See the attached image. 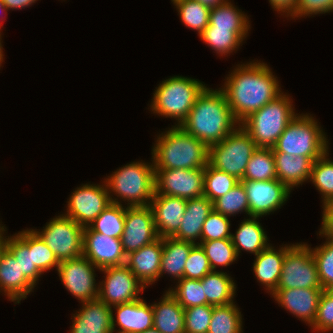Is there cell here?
<instances>
[{
	"label": "cell",
	"mask_w": 333,
	"mask_h": 333,
	"mask_svg": "<svg viewBox=\"0 0 333 333\" xmlns=\"http://www.w3.org/2000/svg\"><path fill=\"white\" fill-rule=\"evenodd\" d=\"M254 61L236 65L220 87L239 123L283 92L268 64Z\"/></svg>",
	"instance_id": "6da1fadb"
},
{
	"label": "cell",
	"mask_w": 333,
	"mask_h": 333,
	"mask_svg": "<svg viewBox=\"0 0 333 333\" xmlns=\"http://www.w3.org/2000/svg\"><path fill=\"white\" fill-rule=\"evenodd\" d=\"M239 125L225 93L220 88L206 87L180 127L209 147L221 142Z\"/></svg>",
	"instance_id": "7a4b0ae2"
},
{
	"label": "cell",
	"mask_w": 333,
	"mask_h": 333,
	"mask_svg": "<svg viewBox=\"0 0 333 333\" xmlns=\"http://www.w3.org/2000/svg\"><path fill=\"white\" fill-rule=\"evenodd\" d=\"M156 136L151 152L154 169H193L207 166L209 147L180 126L172 125Z\"/></svg>",
	"instance_id": "3957f363"
},
{
	"label": "cell",
	"mask_w": 333,
	"mask_h": 333,
	"mask_svg": "<svg viewBox=\"0 0 333 333\" xmlns=\"http://www.w3.org/2000/svg\"><path fill=\"white\" fill-rule=\"evenodd\" d=\"M103 180L106 182L111 203L123 205L124 201L125 205L128 202V207L149 206L155 193L153 162L141 160L127 163Z\"/></svg>",
	"instance_id": "277c9868"
},
{
	"label": "cell",
	"mask_w": 333,
	"mask_h": 333,
	"mask_svg": "<svg viewBox=\"0 0 333 333\" xmlns=\"http://www.w3.org/2000/svg\"><path fill=\"white\" fill-rule=\"evenodd\" d=\"M206 87L203 82L195 78L170 76L155 87L148 109L159 117L176 120L175 126H180Z\"/></svg>",
	"instance_id": "5b68a950"
},
{
	"label": "cell",
	"mask_w": 333,
	"mask_h": 333,
	"mask_svg": "<svg viewBox=\"0 0 333 333\" xmlns=\"http://www.w3.org/2000/svg\"><path fill=\"white\" fill-rule=\"evenodd\" d=\"M289 94L282 92L261 109L251 113L240 126L257 147L272 148L288 124L298 115Z\"/></svg>",
	"instance_id": "8992f818"
},
{
	"label": "cell",
	"mask_w": 333,
	"mask_h": 333,
	"mask_svg": "<svg viewBox=\"0 0 333 333\" xmlns=\"http://www.w3.org/2000/svg\"><path fill=\"white\" fill-rule=\"evenodd\" d=\"M329 140L317 120L310 114H298L272 147L273 153L305 156L313 161L329 151Z\"/></svg>",
	"instance_id": "52a82bcc"
},
{
	"label": "cell",
	"mask_w": 333,
	"mask_h": 333,
	"mask_svg": "<svg viewBox=\"0 0 333 333\" xmlns=\"http://www.w3.org/2000/svg\"><path fill=\"white\" fill-rule=\"evenodd\" d=\"M257 148L250 135L239 125L221 142L209 146L208 163L242 180L250 157Z\"/></svg>",
	"instance_id": "ba28073f"
},
{
	"label": "cell",
	"mask_w": 333,
	"mask_h": 333,
	"mask_svg": "<svg viewBox=\"0 0 333 333\" xmlns=\"http://www.w3.org/2000/svg\"><path fill=\"white\" fill-rule=\"evenodd\" d=\"M323 289L317 265L307 243H295L284 255L281 276L276 289Z\"/></svg>",
	"instance_id": "9c48e42d"
},
{
	"label": "cell",
	"mask_w": 333,
	"mask_h": 333,
	"mask_svg": "<svg viewBox=\"0 0 333 333\" xmlns=\"http://www.w3.org/2000/svg\"><path fill=\"white\" fill-rule=\"evenodd\" d=\"M53 251L59 262L83 256V231L72 218L63 214L53 217L43 229H33Z\"/></svg>",
	"instance_id": "30bf717a"
},
{
	"label": "cell",
	"mask_w": 333,
	"mask_h": 333,
	"mask_svg": "<svg viewBox=\"0 0 333 333\" xmlns=\"http://www.w3.org/2000/svg\"><path fill=\"white\" fill-rule=\"evenodd\" d=\"M99 271L105 276L104 280L99 282L98 299L109 307L141 298L139 295L144 292L145 286L125 264L102 268Z\"/></svg>",
	"instance_id": "8fae6325"
},
{
	"label": "cell",
	"mask_w": 333,
	"mask_h": 333,
	"mask_svg": "<svg viewBox=\"0 0 333 333\" xmlns=\"http://www.w3.org/2000/svg\"><path fill=\"white\" fill-rule=\"evenodd\" d=\"M111 203L106 182L82 184L68 198L63 215L72 218L82 227H88Z\"/></svg>",
	"instance_id": "7c38bea8"
},
{
	"label": "cell",
	"mask_w": 333,
	"mask_h": 333,
	"mask_svg": "<svg viewBox=\"0 0 333 333\" xmlns=\"http://www.w3.org/2000/svg\"><path fill=\"white\" fill-rule=\"evenodd\" d=\"M205 168L155 169V193L193 199L204 196Z\"/></svg>",
	"instance_id": "4fadbf2b"
},
{
	"label": "cell",
	"mask_w": 333,
	"mask_h": 333,
	"mask_svg": "<svg viewBox=\"0 0 333 333\" xmlns=\"http://www.w3.org/2000/svg\"><path fill=\"white\" fill-rule=\"evenodd\" d=\"M97 269L100 270L81 256L60 262L57 273L66 290L79 301L86 302L98 299Z\"/></svg>",
	"instance_id": "5bb4252c"
},
{
	"label": "cell",
	"mask_w": 333,
	"mask_h": 333,
	"mask_svg": "<svg viewBox=\"0 0 333 333\" xmlns=\"http://www.w3.org/2000/svg\"><path fill=\"white\" fill-rule=\"evenodd\" d=\"M246 191L250 217L274 213L288 201L291 190L278 179L269 181H240Z\"/></svg>",
	"instance_id": "9a60e30c"
},
{
	"label": "cell",
	"mask_w": 333,
	"mask_h": 333,
	"mask_svg": "<svg viewBox=\"0 0 333 333\" xmlns=\"http://www.w3.org/2000/svg\"><path fill=\"white\" fill-rule=\"evenodd\" d=\"M159 238L150 206H126L125 226L121 237L126 255Z\"/></svg>",
	"instance_id": "2e32d148"
},
{
	"label": "cell",
	"mask_w": 333,
	"mask_h": 333,
	"mask_svg": "<svg viewBox=\"0 0 333 333\" xmlns=\"http://www.w3.org/2000/svg\"><path fill=\"white\" fill-rule=\"evenodd\" d=\"M83 256L99 269L126 262L121 239L95 232L89 226L83 231Z\"/></svg>",
	"instance_id": "e0dca14e"
},
{
	"label": "cell",
	"mask_w": 333,
	"mask_h": 333,
	"mask_svg": "<svg viewBox=\"0 0 333 333\" xmlns=\"http://www.w3.org/2000/svg\"><path fill=\"white\" fill-rule=\"evenodd\" d=\"M322 292L323 289L310 288L276 289L271 297L289 313L312 326Z\"/></svg>",
	"instance_id": "ac0fdd59"
},
{
	"label": "cell",
	"mask_w": 333,
	"mask_h": 333,
	"mask_svg": "<svg viewBox=\"0 0 333 333\" xmlns=\"http://www.w3.org/2000/svg\"><path fill=\"white\" fill-rule=\"evenodd\" d=\"M162 253L163 238L159 237L139 250L126 255L125 265L145 288L160 278Z\"/></svg>",
	"instance_id": "d6986e66"
},
{
	"label": "cell",
	"mask_w": 333,
	"mask_h": 333,
	"mask_svg": "<svg viewBox=\"0 0 333 333\" xmlns=\"http://www.w3.org/2000/svg\"><path fill=\"white\" fill-rule=\"evenodd\" d=\"M187 199L156 194L150 202L159 237H173L179 230Z\"/></svg>",
	"instance_id": "ffe728a7"
},
{
	"label": "cell",
	"mask_w": 333,
	"mask_h": 333,
	"mask_svg": "<svg viewBox=\"0 0 333 333\" xmlns=\"http://www.w3.org/2000/svg\"><path fill=\"white\" fill-rule=\"evenodd\" d=\"M72 315L70 333H113L111 307L99 299L81 302Z\"/></svg>",
	"instance_id": "44dd1931"
},
{
	"label": "cell",
	"mask_w": 333,
	"mask_h": 333,
	"mask_svg": "<svg viewBox=\"0 0 333 333\" xmlns=\"http://www.w3.org/2000/svg\"><path fill=\"white\" fill-rule=\"evenodd\" d=\"M111 310L116 312L112 314L113 333H141L153 327L152 304H147L143 298L113 306Z\"/></svg>",
	"instance_id": "7402d4cb"
},
{
	"label": "cell",
	"mask_w": 333,
	"mask_h": 333,
	"mask_svg": "<svg viewBox=\"0 0 333 333\" xmlns=\"http://www.w3.org/2000/svg\"><path fill=\"white\" fill-rule=\"evenodd\" d=\"M35 286L21 273L19 262L4 247L0 252V293L19 304L33 292Z\"/></svg>",
	"instance_id": "603a6c76"
},
{
	"label": "cell",
	"mask_w": 333,
	"mask_h": 333,
	"mask_svg": "<svg viewBox=\"0 0 333 333\" xmlns=\"http://www.w3.org/2000/svg\"><path fill=\"white\" fill-rule=\"evenodd\" d=\"M283 245V246H282ZM280 248H274L270 244L266 249L262 250L255 256L253 263V273L257 281L265 287L266 291L271 295L277 288L285 253L294 245V243L282 244Z\"/></svg>",
	"instance_id": "cb8c5ba5"
},
{
	"label": "cell",
	"mask_w": 333,
	"mask_h": 333,
	"mask_svg": "<svg viewBox=\"0 0 333 333\" xmlns=\"http://www.w3.org/2000/svg\"><path fill=\"white\" fill-rule=\"evenodd\" d=\"M213 209V202L206 196L187 199L182 223L173 238L194 244L200 243L202 226Z\"/></svg>",
	"instance_id": "d4e9b609"
},
{
	"label": "cell",
	"mask_w": 333,
	"mask_h": 333,
	"mask_svg": "<svg viewBox=\"0 0 333 333\" xmlns=\"http://www.w3.org/2000/svg\"><path fill=\"white\" fill-rule=\"evenodd\" d=\"M277 179L290 190L310 180L314 161L305 156L273 153Z\"/></svg>",
	"instance_id": "484cf974"
},
{
	"label": "cell",
	"mask_w": 333,
	"mask_h": 333,
	"mask_svg": "<svg viewBox=\"0 0 333 333\" xmlns=\"http://www.w3.org/2000/svg\"><path fill=\"white\" fill-rule=\"evenodd\" d=\"M153 327L162 333H185L184 308L167 290L160 301L152 304Z\"/></svg>",
	"instance_id": "4316f807"
},
{
	"label": "cell",
	"mask_w": 333,
	"mask_h": 333,
	"mask_svg": "<svg viewBox=\"0 0 333 333\" xmlns=\"http://www.w3.org/2000/svg\"><path fill=\"white\" fill-rule=\"evenodd\" d=\"M259 218L262 217L251 216L247 219L244 218L238 229H236L235 234H231V241L237 256H239L241 250L256 256L271 244L268 243L267 232L264 231L263 226L259 223Z\"/></svg>",
	"instance_id": "83f0119b"
},
{
	"label": "cell",
	"mask_w": 333,
	"mask_h": 333,
	"mask_svg": "<svg viewBox=\"0 0 333 333\" xmlns=\"http://www.w3.org/2000/svg\"><path fill=\"white\" fill-rule=\"evenodd\" d=\"M195 244L188 241H181L173 237L163 238V253L160 266V277L168 274L173 280L184 278L186 260Z\"/></svg>",
	"instance_id": "f1b7e54d"
},
{
	"label": "cell",
	"mask_w": 333,
	"mask_h": 333,
	"mask_svg": "<svg viewBox=\"0 0 333 333\" xmlns=\"http://www.w3.org/2000/svg\"><path fill=\"white\" fill-rule=\"evenodd\" d=\"M5 248L14 256L16 262H19L21 273L36 287L43 273L33 263L30 229L6 236Z\"/></svg>",
	"instance_id": "f546056e"
},
{
	"label": "cell",
	"mask_w": 333,
	"mask_h": 333,
	"mask_svg": "<svg viewBox=\"0 0 333 333\" xmlns=\"http://www.w3.org/2000/svg\"><path fill=\"white\" fill-rule=\"evenodd\" d=\"M201 283L208 305L221 306L235 302L236 283L227 272L212 270L201 279Z\"/></svg>",
	"instance_id": "4dcf8cb0"
},
{
	"label": "cell",
	"mask_w": 333,
	"mask_h": 333,
	"mask_svg": "<svg viewBox=\"0 0 333 333\" xmlns=\"http://www.w3.org/2000/svg\"><path fill=\"white\" fill-rule=\"evenodd\" d=\"M248 35V31H231V28H205L199 37L223 57L234 51L236 53Z\"/></svg>",
	"instance_id": "1f68e13d"
},
{
	"label": "cell",
	"mask_w": 333,
	"mask_h": 333,
	"mask_svg": "<svg viewBox=\"0 0 333 333\" xmlns=\"http://www.w3.org/2000/svg\"><path fill=\"white\" fill-rule=\"evenodd\" d=\"M249 17L230 0L210 9L206 28H231V31H250Z\"/></svg>",
	"instance_id": "d6a6232c"
},
{
	"label": "cell",
	"mask_w": 333,
	"mask_h": 333,
	"mask_svg": "<svg viewBox=\"0 0 333 333\" xmlns=\"http://www.w3.org/2000/svg\"><path fill=\"white\" fill-rule=\"evenodd\" d=\"M272 179H277L273 150L258 147L250 157L243 179L240 181H269Z\"/></svg>",
	"instance_id": "836d02e7"
},
{
	"label": "cell",
	"mask_w": 333,
	"mask_h": 333,
	"mask_svg": "<svg viewBox=\"0 0 333 333\" xmlns=\"http://www.w3.org/2000/svg\"><path fill=\"white\" fill-rule=\"evenodd\" d=\"M243 315L235 302L213 306L207 333H243Z\"/></svg>",
	"instance_id": "e575fe53"
},
{
	"label": "cell",
	"mask_w": 333,
	"mask_h": 333,
	"mask_svg": "<svg viewBox=\"0 0 333 333\" xmlns=\"http://www.w3.org/2000/svg\"><path fill=\"white\" fill-rule=\"evenodd\" d=\"M125 213L126 206L110 203L89 227L95 232L121 239L125 226Z\"/></svg>",
	"instance_id": "d590c367"
},
{
	"label": "cell",
	"mask_w": 333,
	"mask_h": 333,
	"mask_svg": "<svg viewBox=\"0 0 333 333\" xmlns=\"http://www.w3.org/2000/svg\"><path fill=\"white\" fill-rule=\"evenodd\" d=\"M171 3L185 27L196 30L200 36L209 24L210 8L195 0H174Z\"/></svg>",
	"instance_id": "8d00e7d4"
},
{
	"label": "cell",
	"mask_w": 333,
	"mask_h": 333,
	"mask_svg": "<svg viewBox=\"0 0 333 333\" xmlns=\"http://www.w3.org/2000/svg\"><path fill=\"white\" fill-rule=\"evenodd\" d=\"M328 157L329 151L314 161L308 181L312 182L322 195V204L333 201V161Z\"/></svg>",
	"instance_id": "74e56055"
},
{
	"label": "cell",
	"mask_w": 333,
	"mask_h": 333,
	"mask_svg": "<svg viewBox=\"0 0 333 333\" xmlns=\"http://www.w3.org/2000/svg\"><path fill=\"white\" fill-rule=\"evenodd\" d=\"M239 182L240 180L235 176L218 170L208 163L204 172V196L214 202L229 192Z\"/></svg>",
	"instance_id": "f35d334b"
},
{
	"label": "cell",
	"mask_w": 333,
	"mask_h": 333,
	"mask_svg": "<svg viewBox=\"0 0 333 333\" xmlns=\"http://www.w3.org/2000/svg\"><path fill=\"white\" fill-rule=\"evenodd\" d=\"M168 290L184 309L208 304L201 280L182 278Z\"/></svg>",
	"instance_id": "ab89813d"
},
{
	"label": "cell",
	"mask_w": 333,
	"mask_h": 333,
	"mask_svg": "<svg viewBox=\"0 0 333 333\" xmlns=\"http://www.w3.org/2000/svg\"><path fill=\"white\" fill-rule=\"evenodd\" d=\"M213 208L227 217L236 216L241 212H245L250 217L249 202L243 184L239 182L225 195L216 199L213 202Z\"/></svg>",
	"instance_id": "60d3db41"
},
{
	"label": "cell",
	"mask_w": 333,
	"mask_h": 333,
	"mask_svg": "<svg viewBox=\"0 0 333 333\" xmlns=\"http://www.w3.org/2000/svg\"><path fill=\"white\" fill-rule=\"evenodd\" d=\"M198 244L204 249L212 270H216L218 266H230L238 259L231 239L201 241Z\"/></svg>",
	"instance_id": "b9f144b4"
},
{
	"label": "cell",
	"mask_w": 333,
	"mask_h": 333,
	"mask_svg": "<svg viewBox=\"0 0 333 333\" xmlns=\"http://www.w3.org/2000/svg\"><path fill=\"white\" fill-rule=\"evenodd\" d=\"M323 290L333 286V241L326 239L323 245L311 248Z\"/></svg>",
	"instance_id": "7bdbcfd3"
},
{
	"label": "cell",
	"mask_w": 333,
	"mask_h": 333,
	"mask_svg": "<svg viewBox=\"0 0 333 333\" xmlns=\"http://www.w3.org/2000/svg\"><path fill=\"white\" fill-rule=\"evenodd\" d=\"M30 251L33 263L43 274L53 268L58 269L60 262L33 228L30 229Z\"/></svg>",
	"instance_id": "ee69618b"
},
{
	"label": "cell",
	"mask_w": 333,
	"mask_h": 333,
	"mask_svg": "<svg viewBox=\"0 0 333 333\" xmlns=\"http://www.w3.org/2000/svg\"><path fill=\"white\" fill-rule=\"evenodd\" d=\"M230 227L229 217L213 209L202 226L201 241L231 239Z\"/></svg>",
	"instance_id": "f6af8a7d"
},
{
	"label": "cell",
	"mask_w": 333,
	"mask_h": 333,
	"mask_svg": "<svg viewBox=\"0 0 333 333\" xmlns=\"http://www.w3.org/2000/svg\"><path fill=\"white\" fill-rule=\"evenodd\" d=\"M213 306L199 305L184 309L185 333H207Z\"/></svg>",
	"instance_id": "bcb514c9"
},
{
	"label": "cell",
	"mask_w": 333,
	"mask_h": 333,
	"mask_svg": "<svg viewBox=\"0 0 333 333\" xmlns=\"http://www.w3.org/2000/svg\"><path fill=\"white\" fill-rule=\"evenodd\" d=\"M211 271L204 249L200 244H195L186 260L184 278L201 280Z\"/></svg>",
	"instance_id": "7dc6e473"
},
{
	"label": "cell",
	"mask_w": 333,
	"mask_h": 333,
	"mask_svg": "<svg viewBox=\"0 0 333 333\" xmlns=\"http://www.w3.org/2000/svg\"><path fill=\"white\" fill-rule=\"evenodd\" d=\"M311 329L317 333L333 331V295L328 290L322 292Z\"/></svg>",
	"instance_id": "c3c4849f"
},
{
	"label": "cell",
	"mask_w": 333,
	"mask_h": 333,
	"mask_svg": "<svg viewBox=\"0 0 333 333\" xmlns=\"http://www.w3.org/2000/svg\"><path fill=\"white\" fill-rule=\"evenodd\" d=\"M330 12H333V0H297L296 10L289 18L295 20Z\"/></svg>",
	"instance_id": "681fc988"
},
{
	"label": "cell",
	"mask_w": 333,
	"mask_h": 333,
	"mask_svg": "<svg viewBox=\"0 0 333 333\" xmlns=\"http://www.w3.org/2000/svg\"><path fill=\"white\" fill-rule=\"evenodd\" d=\"M322 225L319 229V237L333 241V201L322 204Z\"/></svg>",
	"instance_id": "f907efd6"
},
{
	"label": "cell",
	"mask_w": 333,
	"mask_h": 333,
	"mask_svg": "<svg viewBox=\"0 0 333 333\" xmlns=\"http://www.w3.org/2000/svg\"><path fill=\"white\" fill-rule=\"evenodd\" d=\"M273 10L284 17H290L296 10L297 0H269Z\"/></svg>",
	"instance_id": "816d5d0a"
},
{
	"label": "cell",
	"mask_w": 333,
	"mask_h": 333,
	"mask_svg": "<svg viewBox=\"0 0 333 333\" xmlns=\"http://www.w3.org/2000/svg\"><path fill=\"white\" fill-rule=\"evenodd\" d=\"M38 0H3L4 5L7 7L8 10H19V9H25L27 7H30L34 3H36Z\"/></svg>",
	"instance_id": "f5cc1de1"
},
{
	"label": "cell",
	"mask_w": 333,
	"mask_h": 333,
	"mask_svg": "<svg viewBox=\"0 0 333 333\" xmlns=\"http://www.w3.org/2000/svg\"><path fill=\"white\" fill-rule=\"evenodd\" d=\"M195 1H197L211 9V8H215L219 5L227 2L228 0H195Z\"/></svg>",
	"instance_id": "db71d44e"
},
{
	"label": "cell",
	"mask_w": 333,
	"mask_h": 333,
	"mask_svg": "<svg viewBox=\"0 0 333 333\" xmlns=\"http://www.w3.org/2000/svg\"><path fill=\"white\" fill-rule=\"evenodd\" d=\"M0 222V252L4 249L5 247V242H6V236L5 231L7 230V227Z\"/></svg>",
	"instance_id": "11a10c76"
},
{
	"label": "cell",
	"mask_w": 333,
	"mask_h": 333,
	"mask_svg": "<svg viewBox=\"0 0 333 333\" xmlns=\"http://www.w3.org/2000/svg\"><path fill=\"white\" fill-rule=\"evenodd\" d=\"M2 32L0 31V67H2V63L4 62V53H3V41H2Z\"/></svg>",
	"instance_id": "9f6ffc18"
},
{
	"label": "cell",
	"mask_w": 333,
	"mask_h": 333,
	"mask_svg": "<svg viewBox=\"0 0 333 333\" xmlns=\"http://www.w3.org/2000/svg\"><path fill=\"white\" fill-rule=\"evenodd\" d=\"M0 10H2V12L4 11L5 14H7L8 9H7V7L4 5L3 0H0ZM1 28H2V25H1V22H0V31H2Z\"/></svg>",
	"instance_id": "6f0895ef"
},
{
	"label": "cell",
	"mask_w": 333,
	"mask_h": 333,
	"mask_svg": "<svg viewBox=\"0 0 333 333\" xmlns=\"http://www.w3.org/2000/svg\"><path fill=\"white\" fill-rule=\"evenodd\" d=\"M141 333H162L161 331L157 330L155 327L149 328L146 331H143Z\"/></svg>",
	"instance_id": "680465c9"
},
{
	"label": "cell",
	"mask_w": 333,
	"mask_h": 333,
	"mask_svg": "<svg viewBox=\"0 0 333 333\" xmlns=\"http://www.w3.org/2000/svg\"><path fill=\"white\" fill-rule=\"evenodd\" d=\"M328 291L333 295V286L329 288Z\"/></svg>",
	"instance_id": "91938a15"
}]
</instances>
